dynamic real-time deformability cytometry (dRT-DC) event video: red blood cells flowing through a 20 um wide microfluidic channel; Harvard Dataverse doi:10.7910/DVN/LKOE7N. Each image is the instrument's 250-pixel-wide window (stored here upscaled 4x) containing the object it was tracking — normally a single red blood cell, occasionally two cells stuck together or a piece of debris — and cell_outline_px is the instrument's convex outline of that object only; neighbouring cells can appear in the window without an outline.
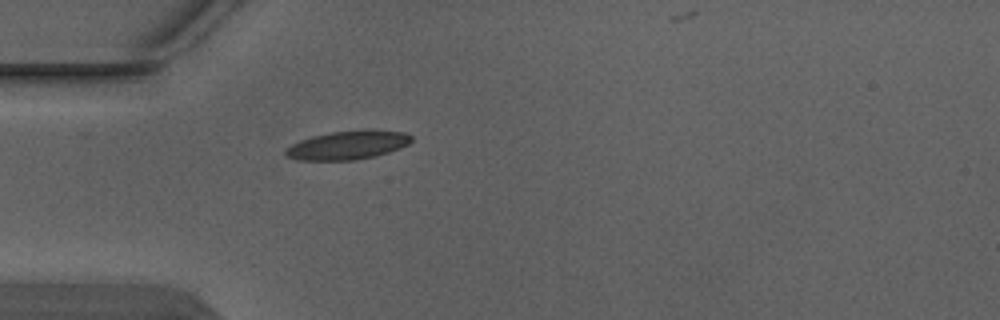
{"species": "Egyptian fruit bat (a non-hibernating species)", "species_latin": "Rousettus aegyptiacus", "temperature_condition": "warm", "stored_images_in_passage": 4, "camera_frame_rate_fps": 3000, "um_per_image_px": 0.085, "animal": {"sex": "male"}, "frame": {"image": 1, "passage_image": 4, "time_ms": 1.0, "image_size_px": [1000, 320], "cell_outline_px": [[412, 140], [408, 144], [400, 148], [376, 156], [356, 160], [296, 160], [284, 156], [284, 148], [300, 140], [312, 136], [332, 132], [364, 128], [368, 128], [404, 132], [412, 136]], "centroid_in_image_um": [29.55, 12.32], "position_along_channel_um": 55.5, "area_um2": 21.5}}